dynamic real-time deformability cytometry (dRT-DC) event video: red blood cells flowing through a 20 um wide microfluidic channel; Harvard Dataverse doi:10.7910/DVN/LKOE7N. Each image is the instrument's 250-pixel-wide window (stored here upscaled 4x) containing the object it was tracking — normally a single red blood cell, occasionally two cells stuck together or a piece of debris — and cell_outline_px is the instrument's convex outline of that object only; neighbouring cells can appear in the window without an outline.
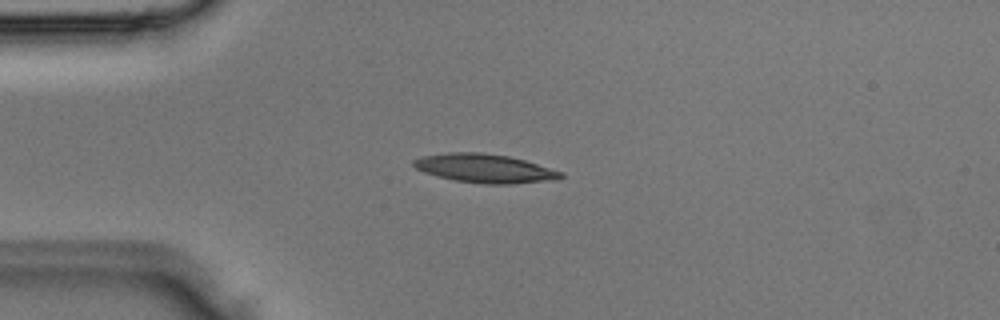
{"species": "Egyptian fruit bat (a non-hibernating species)", "species_latin": "Rousettus aegyptiacus", "temperature_condition": "room temperature", "stored_images_in_passage": 4, "camera_frame_rate_fps": 3000, "um_per_image_px": 0.085, "animal": {"sex": "male"}, "frame": {"image": 1, "passage_image": 3, "time_ms": 0.667, "image_size_px": [1000, 320], "cell_outline_px": [[564, 176], [560, 180], [512, 184], [484, 184], [456, 180], [436, 176], [424, 172], [416, 168], [412, 164], [412, 160], [424, 156], [448, 152], [480, 152], [508, 156], [524, 160], [564, 172]], "centroid_in_image_um": [41.25, 14.32], "position_along_channel_um": 43.8, "area_um2": 24.8}}